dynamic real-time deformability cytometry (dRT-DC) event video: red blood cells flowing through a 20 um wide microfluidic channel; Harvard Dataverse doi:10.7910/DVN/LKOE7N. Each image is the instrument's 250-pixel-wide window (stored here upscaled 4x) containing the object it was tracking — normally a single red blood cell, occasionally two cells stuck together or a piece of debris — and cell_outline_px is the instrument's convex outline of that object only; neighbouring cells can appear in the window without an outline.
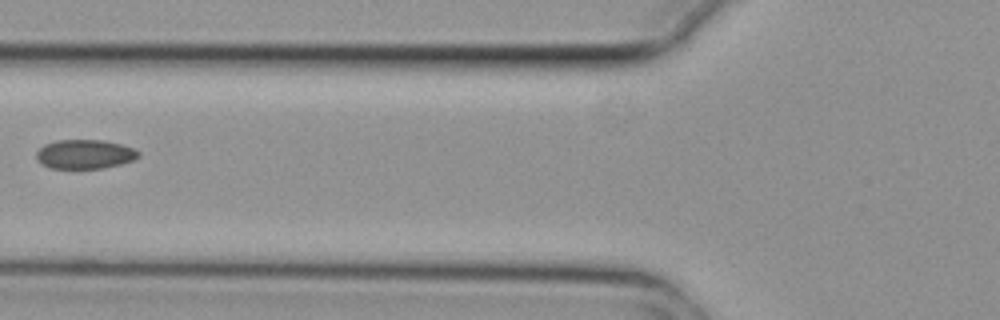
{"species": "common noctule bat (a hibernating species)", "species_latin": "Nyctalus noctula", "temperature_condition": "cold", "stored_images_in_passage": 4, "camera_frame_rate_fps": 3000, "um_per_image_px": 0.085, "animal": {"sex": "female", "body_mass_g": 29.2, "forearm_length_mm": 56.3}, "frame": {"image": 1, "passage_image": 3, "time_ms": 0.667, "image_size_px": [1000, 320], "cell_outline_px": [[140, 156], [132, 160], [120, 164], [100, 168], [52, 168], [44, 164], [36, 156], [36, 152], [44, 144], [56, 140], [104, 140], [120, 144], [132, 148], [140, 152]], "centroid_in_image_um": [7.22, 13.09], "position_along_channel_um": 118.6, "area_um2": 17.11}}
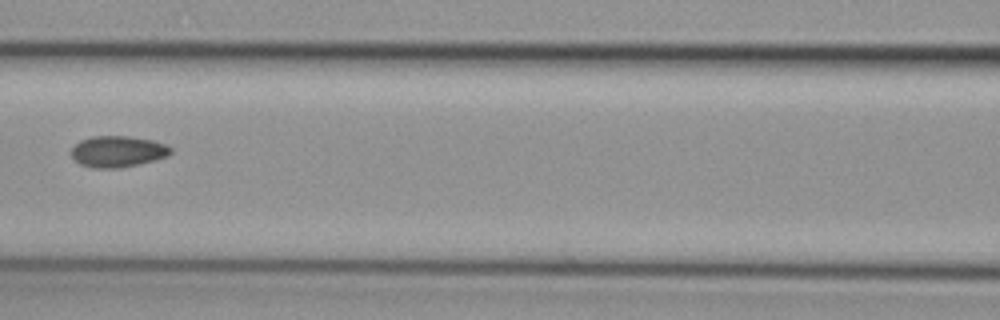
{"frame": {"image": 2, "passage_image": 4, "time_ms": 1.0, "image_size_px": [1000, 320], "cell_outline_px": [[172, 152], [168, 156], [156, 160], [140, 164], [120, 168], [92, 168], [80, 164], [72, 156], [72, 148], [80, 140], [92, 136], [128, 136], [152, 140], [168, 144], [172, 148]], "centroid_in_image_um": [10.05, 12.88], "position_along_channel_um": 156.5, "area_um2": 18.26}}